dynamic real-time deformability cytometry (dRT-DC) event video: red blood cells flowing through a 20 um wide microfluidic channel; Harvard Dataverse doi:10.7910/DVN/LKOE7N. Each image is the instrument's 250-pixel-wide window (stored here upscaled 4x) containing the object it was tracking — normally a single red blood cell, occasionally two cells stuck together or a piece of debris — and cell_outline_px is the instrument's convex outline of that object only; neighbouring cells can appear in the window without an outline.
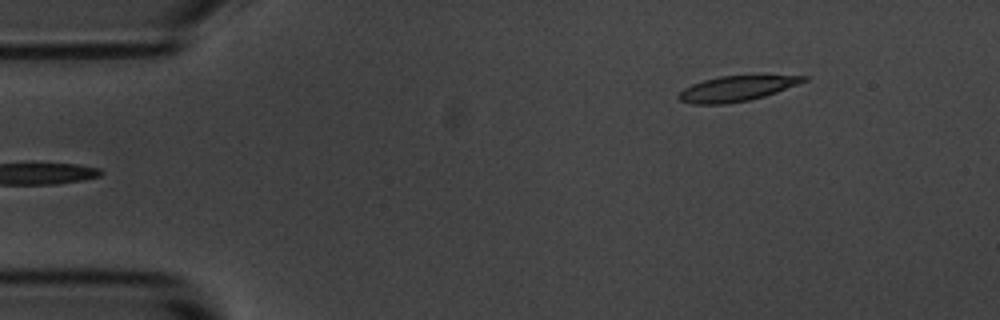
{"species": "common noctule bat (a hibernating species)", "species_latin": "Nyctalus noctula", "temperature_condition": "room temperature", "stored_images_in_passage": 3, "camera_frame_rate_fps": 3000, "um_per_image_px": 0.085, "animal": {"sex": "male", "body_mass_g": 20.1, "forearm_length_mm": 53.5}, "frame": {"image": 1, "passage_image": 3, "time_ms": 2.667, "image_size_px": [1000, 320], "cell_outline_px": [[808, 80], [776, 92], [764, 96], [748, 100], [724, 104], [692, 104], [680, 100], [676, 96], [684, 88], [692, 84], [704, 80], [720, 76], [808, 76]], "centroid_in_image_um": [62.56, 7.54], "position_along_channel_um": 22.4, "area_um2": 18.03}}